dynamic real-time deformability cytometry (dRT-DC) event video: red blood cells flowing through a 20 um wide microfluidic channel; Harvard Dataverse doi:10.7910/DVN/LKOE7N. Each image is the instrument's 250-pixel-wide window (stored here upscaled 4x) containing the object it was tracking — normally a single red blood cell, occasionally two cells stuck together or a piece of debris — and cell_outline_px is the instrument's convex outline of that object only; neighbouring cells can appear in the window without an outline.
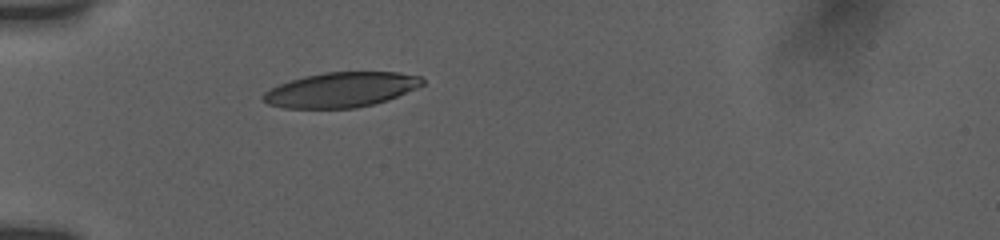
{"species": "human", "species_latin": "Homo sapiens", "temperature_condition": "room temperature", "stored_images_in_passage": 32, "camera_frame_rate_fps": 3000, "um_per_image_px": 0.085, "donor": {"sex": "female"}, "frame": {"image": 1, "passage_image": 1, "time_ms": 0.0, "image_size_px": [1000, 240], "cell_outline_px": [[424, 84], [416, 88], [388, 100], [356, 108], [284, 108], [268, 104], [260, 100], [260, 96], [264, 92], [280, 84], [304, 76], [324, 72], [396, 72], [420, 76], [424, 80]], "centroid_in_image_um": [28.97, 7.63], "position_along_channel_um": 56.0, "area_um2": 32.37}}
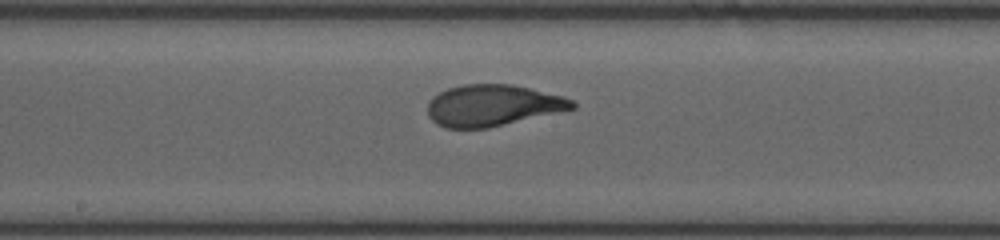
{"frame": {"image": 2, "passage_image": 14, "time_ms": 4.333, "image_size_px": [1000, 240], "cell_outline_px": [[576, 108], [488, 128], [444, 128], [436, 124], [428, 116], [428, 100], [432, 96], [448, 88], [464, 84], [512, 84], [564, 96], [572, 100], [576, 104]], "centroid_in_image_um": [41.85, 8.96], "position_along_channel_um": 206.3, "area_um2": 34.97}}
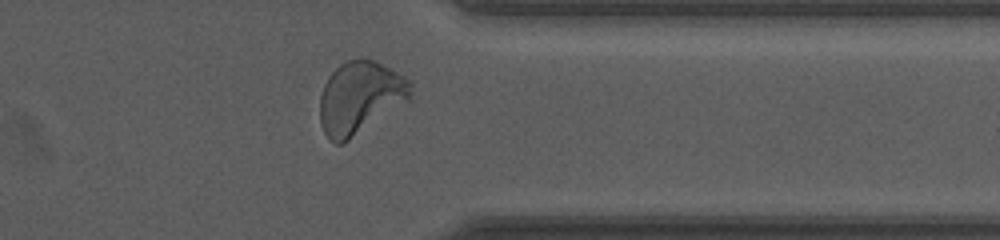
{"frame": {"image": 3, "passage_image": 28, "time_ms": 9.0, "image_size_px": [1000, 240], "cell_outline_px": [[412, 100], [344, 144], [336, 144], [324, 132], [320, 124], [320, 96], [324, 84], [328, 76], [340, 64], [348, 60], [360, 56], [372, 60], [412, 80]], "centroid_in_image_um": [30.64, 8.31], "position_along_channel_um": 380.8, "area_um2": 39.07}, "authors_computed_cell_mechanics": {"area_um2": 35.3736, "velocity_mm_per_s": 3.8104, "shape_relaxation_time_tau1_ms": 4.1301, "shape_relaxation_time_tau2_ms": null, "deformation_change_tau1": 0.2126, "deformation_change_tau2": null}}